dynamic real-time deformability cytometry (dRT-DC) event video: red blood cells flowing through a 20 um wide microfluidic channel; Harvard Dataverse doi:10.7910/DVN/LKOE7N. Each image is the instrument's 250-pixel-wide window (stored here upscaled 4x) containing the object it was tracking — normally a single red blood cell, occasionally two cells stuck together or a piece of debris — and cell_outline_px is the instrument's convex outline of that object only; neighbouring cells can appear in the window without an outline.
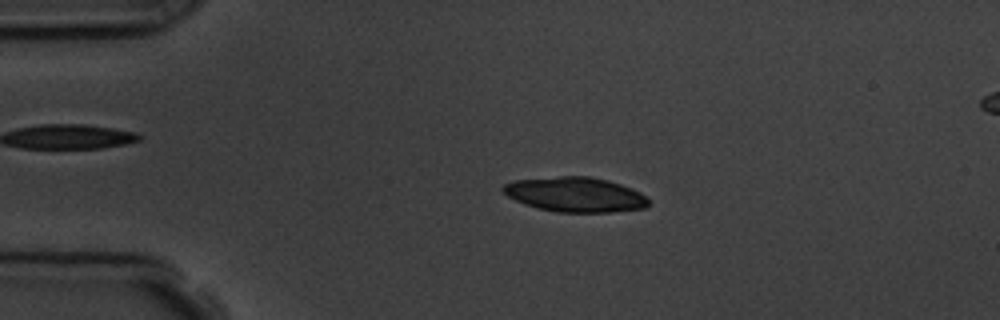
{"species": "common noctule bat (a hibernating species)", "species_latin": "Nyctalus noctula", "temperature_condition": "room temperature", "stored_images_in_passage": 4, "camera_frame_rate_fps": 3000, "um_per_image_px": 0.085, "animal": {"sex": "male", "body_mass_g": 19.5, "forearm_length_mm": 54.6}, "frame": {"image": 1, "passage_image": 3, "time_ms": 2.333, "image_size_px": [1000, 320], "cell_outline_px": [[648, 204], [644, 208], [608, 212], [556, 212], [524, 204], [508, 196], [500, 188], [504, 184], [512, 180], [560, 176], [588, 176], [608, 180], [632, 188], [640, 192], [648, 200]], "centroid_in_image_um": [48.87, 16.52], "position_along_channel_um": 36.1, "area_um2": 29.36}}